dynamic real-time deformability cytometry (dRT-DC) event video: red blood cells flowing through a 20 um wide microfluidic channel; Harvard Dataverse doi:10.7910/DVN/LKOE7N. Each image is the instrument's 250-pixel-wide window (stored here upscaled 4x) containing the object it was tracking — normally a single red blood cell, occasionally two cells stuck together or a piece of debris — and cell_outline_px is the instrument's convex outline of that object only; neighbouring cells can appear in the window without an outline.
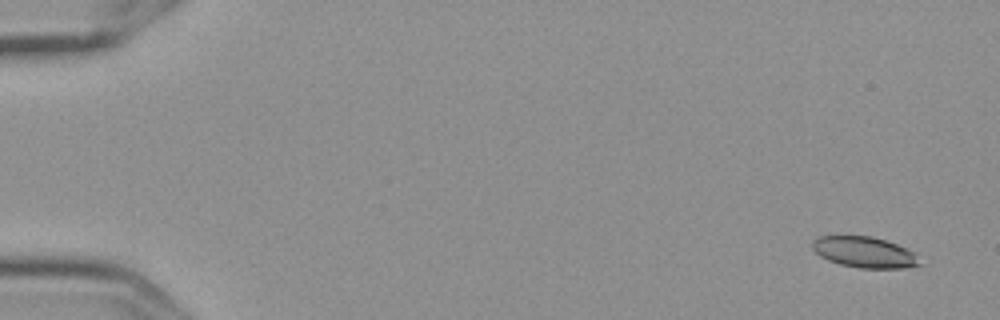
{"species": "Egyptian fruit bat (a non-hibernating species)", "species_latin": "Rousettus aegyptiacus", "temperature_condition": "cold", "stored_images_in_passage": 9, "camera_frame_rate_fps": 3000, "um_per_image_px": 0.085, "frame": {"image": 1, "passage_image": 1, "time_ms": 0.0, "image_size_px": [1000, 320], "cell_outline_px": [[924, 264], [904, 268], [860, 268], [840, 264], [828, 260], [820, 256], [812, 248], [812, 240], [820, 236], [872, 236], [896, 244], [916, 252]], "centroid_in_image_um": [73.53, 21.44], "position_along_channel_um": 11.5, "area_um2": 19.48}}
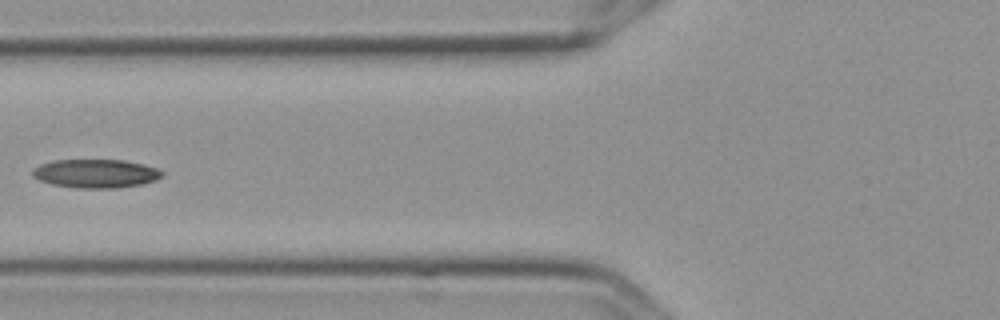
{"frame": {"image": 2, "passage_image": 7, "time_ms": 2.0, "image_size_px": [1000, 320], "cell_outline_px": [[164, 176], [156, 180], [144, 184], [116, 188], [76, 188], [52, 184], [40, 180], [32, 176], [32, 168], [40, 164], [52, 160], [124, 160], [144, 164], [156, 168], [164, 172]], "centroid_in_image_um": [8.15, 14.75], "position_along_channel_um": 117.6, "area_um2": 21.85}}
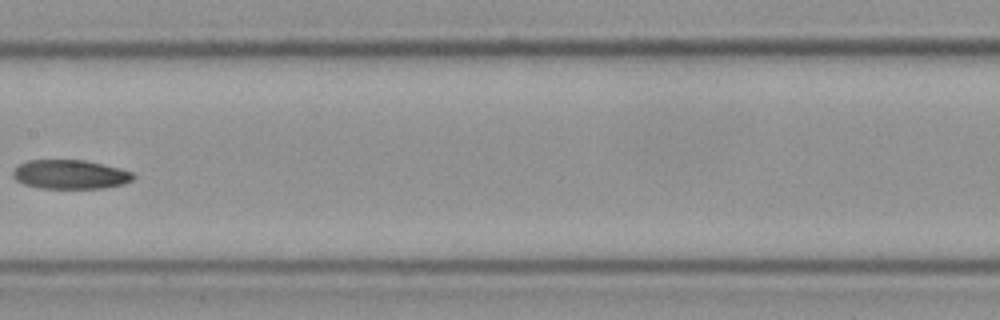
{"frame": {"image": 3, "passage_image": 9, "time_ms": 2.667, "image_size_px": [1000, 320], "cell_outline_px": [[136, 176], [132, 180], [124, 184], [104, 188], [40, 188], [24, 184], [16, 180], [12, 176], [12, 172], [20, 164], [28, 160], [84, 160], [104, 164], [120, 168], [132, 172]], "centroid_in_image_um": [5.99, 14.82], "position_along_channel_um": 201.4, "area_um2": 20.46}}